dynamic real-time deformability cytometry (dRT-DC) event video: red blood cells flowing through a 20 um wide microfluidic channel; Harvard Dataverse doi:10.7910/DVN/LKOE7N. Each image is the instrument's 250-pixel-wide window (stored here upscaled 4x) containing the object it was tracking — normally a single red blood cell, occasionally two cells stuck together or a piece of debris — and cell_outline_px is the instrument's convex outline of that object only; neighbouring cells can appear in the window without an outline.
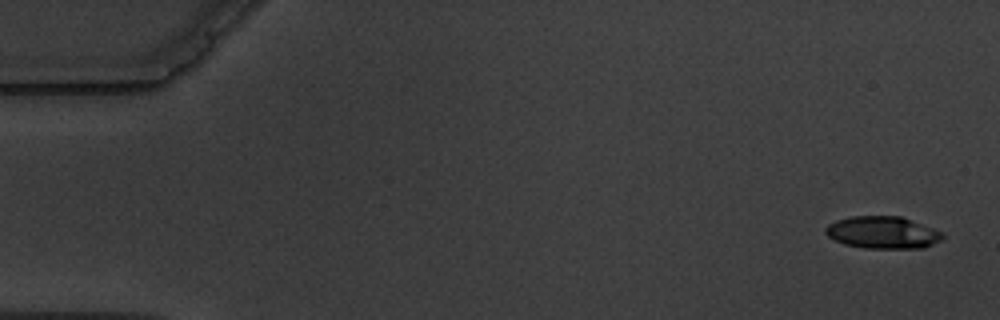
{"species": "common noctule bat (a hibernating species)", "species_latin": "Nyctalus noctula", "temperature_condition": "warm", "stored_images_in_passage": 6, "camera_frame_rate_fps": 3000, "um_per_image_px": 0.085, "animal": {"sex": "male", "body_mass_g": 19.5, "forearm_length_mm": 54.6}, "frame": {"image": 1, "passage_image": 1, "time_ms": 0.0, "image_size_px": [1000, 320], "cell_outline_px": [[944, 240], [924, 248], [864, 248], [844, 244], [832, 240], [824, 232], [824, 228], [828, 224], [836, 220], [852, 216], [900, 216], [944, 232]], "centroid_in_image_um": [75.03, 19.77], "position_along_channel_um": 10.0, "area_um2": 22.25}}
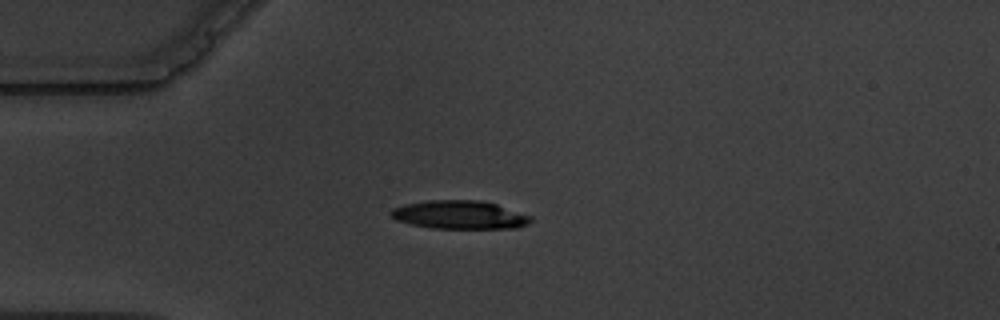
{"frame": {"image": 2, "passage_image": 5, "time_ms": 4.333, "image_size_px": [1000, 320], "cell_outline_px": [[532, 220], [528, 224], [516, 228], [432, 228], [412, 224], [396, 220], [388, 212], [392, 208], [404, 204], [428, 200], [480, 200], [496, 204], [532, 216]], "centroid_in_image_um": [39.06, 18.25], "position_along_channel_um": 45.9, "area_um2": 23.12}}